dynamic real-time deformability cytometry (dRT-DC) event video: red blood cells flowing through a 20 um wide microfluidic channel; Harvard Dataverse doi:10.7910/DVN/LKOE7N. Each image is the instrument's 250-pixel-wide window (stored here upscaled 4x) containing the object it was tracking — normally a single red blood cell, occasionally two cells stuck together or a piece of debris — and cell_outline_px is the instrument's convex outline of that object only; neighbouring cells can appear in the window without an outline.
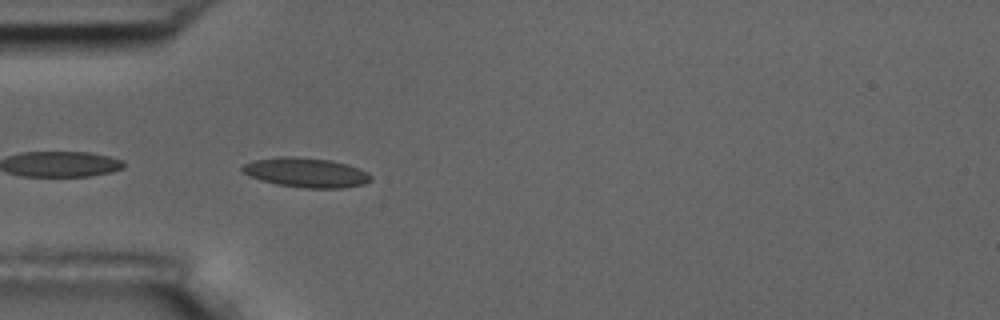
{"species": "common noctule bat (a hibernating species)", "species_latin": "Nyctalus noctula", "temperature_condition": "room temperature", "stored_images_in_passage": 22, "camera_frame_rate_fps": 3000, "um_per_image_px": 0.085, "animal": {"sex": "male", "body_mass_g": 17.5, "forearm_length_mm": 52.3}, "frame": {"image": 1, "passage_image": 1, "time_ms": 0.0, "image_size_px": [1000, 320], "cell_outline_px": [[372, 180], [364, 184], [340, 188], [300, 188], [276, 184], [240, 172], [240, 168], [244, 164], [252, 160], [280, 156], [296, 156], [332, 160], [348, 164], [368, 172], [372, 176]], "centroid_in_image_um": [26.02, 14.65], "position_along_channel_um": 59.0, "area_um2": 22.37}}